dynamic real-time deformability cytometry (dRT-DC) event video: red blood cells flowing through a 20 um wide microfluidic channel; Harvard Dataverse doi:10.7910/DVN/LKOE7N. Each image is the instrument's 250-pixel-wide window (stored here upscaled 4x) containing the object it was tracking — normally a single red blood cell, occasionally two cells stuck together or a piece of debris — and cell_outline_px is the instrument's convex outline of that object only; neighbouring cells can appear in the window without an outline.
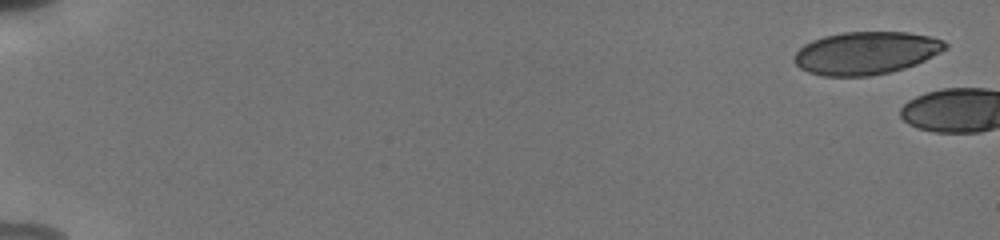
{"species": "human", "species_latin": "Homo sapiens", "temperature_condition": "cold", "stored_images_in_passage": 3, "camera_frame_rate_fps": 3000, "um_per_image_px": 0.085, "donor": {"sex": "male"}, "frame": {"image": 1, "passage_image": 1, "time_ms": 0.0, "image_size_px": [1000, 240], "cell_outline_px": [[948, 48], [916, 64], [904, 68], [888, 72], [868, 76], [824, 76], [808, 72], [800, 68], [792, 60], [792, 56], [804, 44], [812, 40], [824, 36], [844, 32], [908, 32], [932, 36], [944, 40], [948, 44]], "centroid_in_image_um": [73.6, 4.5], "position_along_channel_um": 11.4, "area_um2": 37.74}}